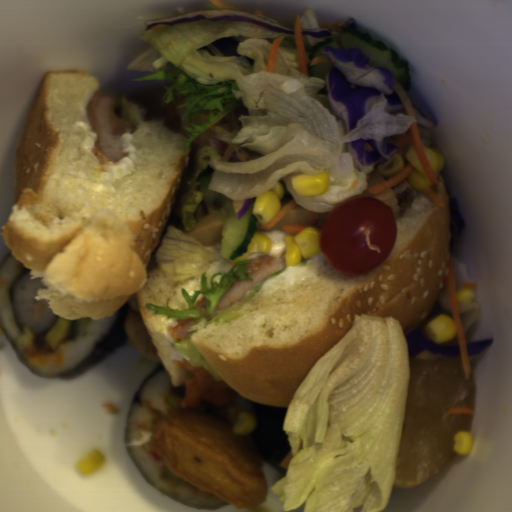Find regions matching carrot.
<instances>
[{
    "instance_id": "abdcd85c",
    "label": "carrot",
    "mask_w": 512,
    "mask_h": 512,
    "mask_svg": "<svg viewBox=\"0 0 512 512\" xmlns=\"http://www.w3.org/2000/svg\"><path fill=\"white\" fill-rule=\"evenodd\" d=\"M283 39V36H281L273 42L267 58L266 72L274 73L276 58Z\"/></svg>"
},
{
    "instance_id": "7f4f0e56",
    "label": "carrot",
    "mask_w": 512,
    "mask_h": 512,
    "mask_svg": "<svg viewBox=\"0 0 512 512\" xmlns=\"http://www.w3.org/2000/svg\"><path fill=\"white\" fill-rule=\"evenodd\" d=\"M306 228H316L319 231V227L306 225V224H286V225H282V227H281L282 231H284L288 234L296 235V236L298 234H300Z\"/></svg>"
},
{
    "instance_id": "22903bb0",
    "label": "carrot",
    "mask_w": 512,
    "mask_h": 512,
    "mask_svg": "<svg viewBox=\"0 0 512 512\" xmlns=\"http://www.w3.org/2000/svg\"><path fill=\"white\" fill-rule=\"evenodd\" d=\"M326 62H329L326 55H323V56H320V57H317V58H314L310 64V67H314L316 65H319V64H323V63H326Z\"/></svg>"
},
{
    "instance_id": "1c9b5961",
    "label": "carrot",
    "mask_w": 512,
    "mask_h": 512,
    "mask_svg": "<svg viewBox=\"0 0 512 512\" xmlns=\"http://www.w3.org/2000/svg\"><path fill=\"white\" fill-rule=\"evenodd\" d=\"M294 31H295L297 64H298L299 73L310 77L307 59H306L305 47H304L300 15H297V17H296L295 24H294Z\"/></svg>"
},
{
    "instance_id": "942b0fe3",
    "label": "carrot",
    "mask_w": 512,
    "mask_h": 512,
    "mask_svg": "<svg viewBox=\"0 0 512 512\" xmlns=\"http://www.w3.org/2000/svg\"><path fill=\"white\" fill-rule=\"evenodd\" d=\"M424 193L427 194L437 205L440 207H446L445 203L439 198V196L433 191L432 187L427 186L424 189Z\"/></svg>"
},
{
    "instance_id": "ad0e68b4",
    "label": "carrot",
    "mask_w": 512,
    "mask_h": 512,
    "mask_svg": "<svg viewBox=\"0 0 512 512\" xmlns=\"http://www.w3.org/2000/svg\"><path fill=\"white\" fill-rule=\"evenodd\" d=\"M447 411H448V413H471L472 416L476 412L475 409H468V408H464V407H452Z\"/></svg>"
},
{
    "instance_id": "cead05ca",
    "label": "carrot",
    "mask_w": 512,
    "mask_h": 512,
    "mask_svg": "<svg viewBox=\"0 0 512 512\" xmlns=\"http://www.w3.org/2000/svg\"><path fill=\"white\" fill-rule=\"evenodd\" d=\"M409 141H412L413 142V145H414V148L416 150V153H417V156H418V159L423 167V170L427 176V178L430 180V182L434 185V184H439L440 185V180L426 154V151H425V148L423 146V143L420 139V135H419V131H418V126H417V123H412L410 126H409V131H408V134H406L405 136H403L402 138H400L397 142H396V146L397 147H403L404 145H406Z\"/></svg>"
},
{
    "instance_id": "46ec933d",
    "label": "carrot",
    "mask_w": 512,
    "mask_h": 512,
    "mask_svg": "<svg viewBox=\"0 0 512 512\" xmlns=\"http://www.w3.org/2000/svg\"><path fill=\"white\" fill-rule=\"evenodd\" d=\"M392 90H393L394 97H397L400 99L406 114L414 117L417 120L416 113L412 106V102H411L406 90L394 79L392 82Z\"/></svg>"
},
{
    "instance_id": "07d2c1c8",
    "label": "carrot",
    "mask_w": 512,
    "mask_h": 512,
    "mask_svg": "<svg viewBox=\"0 0 512 512\" xmlns=\"http://www.w3.org/2000/svg\"><path fill=\"white\" fill-rule=\"evenodd\" d=\"M298 206L294 197L278 209L277 213L266 224H259L256 219V230L270 231L277 223H279L285 216H287L293 209Z\"/></svg>"
},
{
    "instance_id": "79d8ee17",
    "label": "carrot",
    "mask_w": 512,
    "mask_h": 512,
    "mask_svg": "<svg viewBox=\"0 0 512 512\" xmlns=\"http://www.w3.org/2000/svg\"><path fill=\"white\" fill-rule=\"evenodd\" d=\"M412 169V165L408 163V165L395 177L378 185L372 186L371 188L368 189V192L376 195L387 191L388 189L394 187L395 185L405 180L412 172Z\"/></svg>"
},
{
    "instance_id": "b8716197",
    "label": "carrot",
    "mask_w": 512,
    "mask_h": 512,
    "mask_svg": "<svg viewBox=\"0 0 512 512\" xmlns=\"http://www.w3.org/2000/svg\"><path fill=\"white\" fill-rule=\"evenodd\" d=\"M446 281H447V287H448V293H449V299H450V305H451V311H452V318H453V322L455 324L456 335H457V339H458V343H459V349H460V354H461V359H462L464 376H465V379L468 380L469 377L471 376V365H470V359H469V354H468L461 306H460V302L457 299L458 289H457L455 267H454L451 259H449V272L446 276Z\"/></svg>"
},
{
    "instance_id": "e1d6ba96",
    "label": "carrot",
    "mask_w": 512,
    "mask_h": 512,
    "mask_svg": "<svg viewBox=\"0 0 512 512\" xmlns=\"http://www.w3.org/2000/svg\"><path fill=\"white\" fill-rule=\"evenodd\" d=\"M214 6L219 10V11H238V12H242L241 10H239L237 7H234L232 5H229V4H226L224 2H221V1H215V0H210ZM243 13V12H242Z\"/></svg>"
},
{
    "instance_id": "e3c8d2d2",
    "label": "carrot",
    "mask_w": 512,
    "mask_h": 512,
    "mask_svg": "<svg viewBox=\"0 0 512 512\" xmlns=\"http://www.w3.org/2000/svg\"><path fill=\"white\" fill-rule=\"evenodd\" d=\"M252 15L259 16V17H262V18H263L264 13H263V11H262V10H258V11H256L255 13H253Z\"/></svg>"
}]
</instances>
